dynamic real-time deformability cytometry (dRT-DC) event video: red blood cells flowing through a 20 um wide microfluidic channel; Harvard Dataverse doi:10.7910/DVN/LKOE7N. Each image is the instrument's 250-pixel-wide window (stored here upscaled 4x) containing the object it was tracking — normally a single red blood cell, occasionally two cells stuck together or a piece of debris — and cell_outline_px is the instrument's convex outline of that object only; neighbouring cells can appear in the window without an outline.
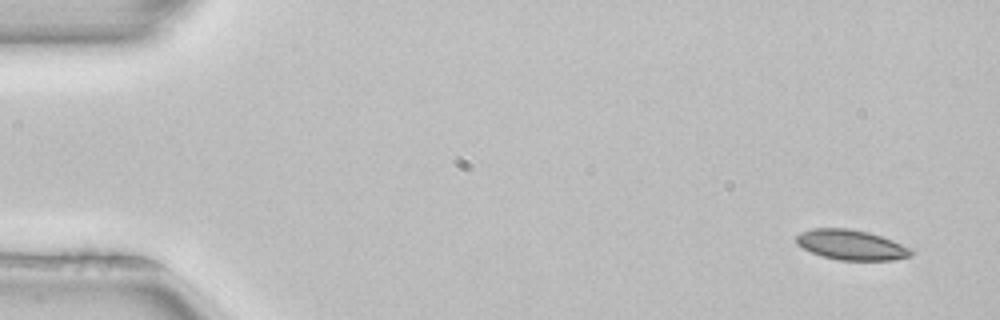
{"species": "common noctule bat (a hibernating species)", "species_latin": "Nyctalus noctula", "temperature_condition": "room temperature", "stored_images_in_passage": 5, "camera_frame_rate_fps": 3000, "um_per_image_px": 0.085, "animal": {"sex": "female", "body_mass_g": 22.7, "forearm_length_mm": 54.2}, "frame": {"image": 1, "passage_image": 1, "time_ms": 0.0, "image_size_px": [1000, 320], "cell_outline_px": [[916, 252], [912, 256], [892, 260], [840, 260], [820, 256], [796, 244], [796, 236], [800, 232], [812, 228], [848, 228], [868, 232], [892, 240], [912, 248]], "centroid_in_image_um": [72.37, 20.81], "position_along_channel_um": 12.6, "area_um2": 20.29}}
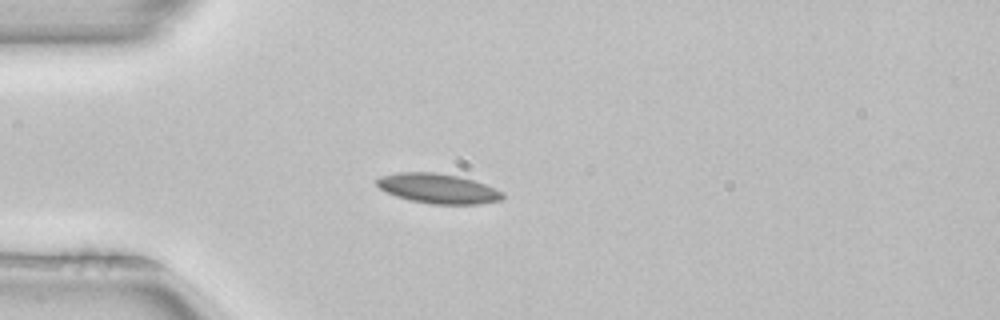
{"frame": {"image": 2, "passage_image": 4, "time_ms": 1.0, "image_size_px": [1000, 320], "cell_outline_px": [[504, 196], [500, 200], [480, 204], [432, 204], [408, 200], [396, 196], [380, 188], [376, 184], [376, 180], [380, 176], [400, 172], [436, 172], [456, 176], [472, 180], [484, 184], [504, 192]], "centroid_in_image_um": [37.22, 16.03], "position_along_channel_um": 47.8, "area_um2": 21.73}}